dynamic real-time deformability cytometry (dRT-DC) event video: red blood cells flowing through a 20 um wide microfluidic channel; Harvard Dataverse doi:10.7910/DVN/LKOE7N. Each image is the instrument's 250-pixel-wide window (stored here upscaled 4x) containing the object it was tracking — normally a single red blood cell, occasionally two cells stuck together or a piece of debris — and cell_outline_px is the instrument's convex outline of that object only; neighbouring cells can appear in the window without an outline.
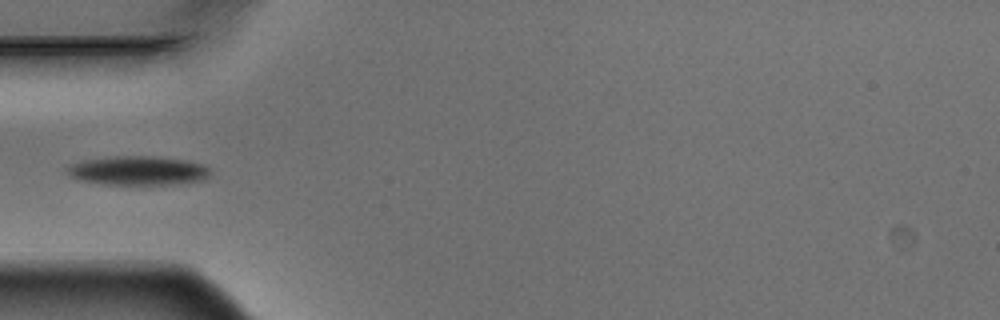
{"species": "Egyptian fruit bat (a non-hibernating species)", "species_latin": "Rousettus aegyptiacus", "temperature_condition": "warm", "stored_images_in_passage": 5, "camera_frame_rate_fps": 3000, "um_per_image_px": 0.085, "animal": {"sex": "male"}, "frame": {"image": 1, "passage_image": 3, "time_ms": 0.667, "image_size_px": [1000, 320], "cell_outline_px": [[208, 176], [204, 180], [168, 184], [104, 184], [80, 180], [64, 172], [72, 164], [84, 160], [112, 156], [160, 156], [188, 160], [200, 164], [208, 168]], "centroid_in_image_um": [11.71, 14.49], "position_along_channel_um": 73.3, "area_um2": 24.04}}
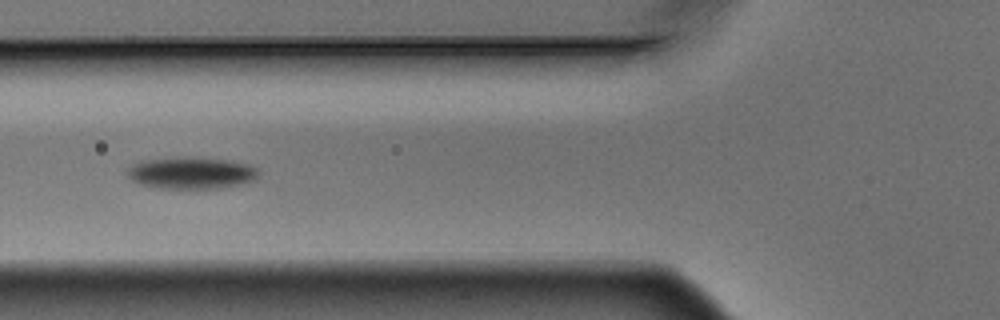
{"frame": {"image": 2, "passage_image": 4, "time_ms": 1.0, "image_size_px": [1000, 320], "cell_outline_px": [[260, 176], [256, 180], [240, 184], [220, 188], [156, 188], [140, 184], [132, 180], [124, 172], [132, 164], [140, 160], [188, 156], [228, 160], [248, 164], [260, 168]], "centroid_in_image_um": [16.27, 14.69], "position_along_channel_um": 109.5, "area_um2": 24.85}}
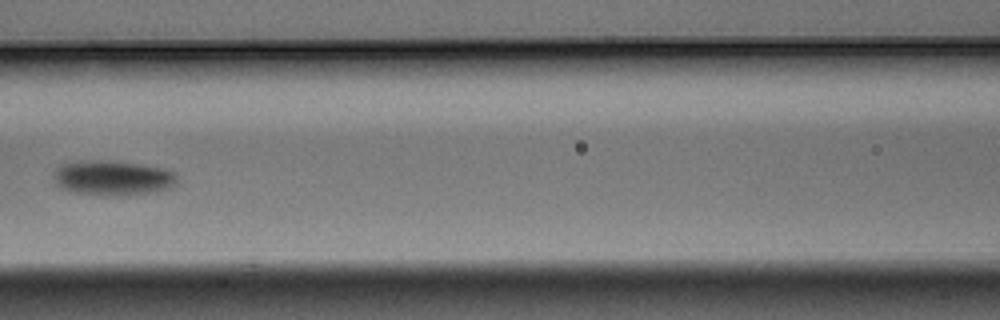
{"frame": {"image": 3, "passage_image": 5, "time_ms": 1.333, "image_size_px": [1000, 320], "cell_outline_px": [[176, 184], [172, 188], [148, 192], [120, 196], [72, 192], [60, 188], [56, 184], [52, 176], [52, 172], [60, 164], [80, 160], [112, 160], [164, 168], [176, 172]], "centroid_in_image_um": [9.53, 15.1], "position_along_channel_um": 157.1, "area_um2": 25.43}}